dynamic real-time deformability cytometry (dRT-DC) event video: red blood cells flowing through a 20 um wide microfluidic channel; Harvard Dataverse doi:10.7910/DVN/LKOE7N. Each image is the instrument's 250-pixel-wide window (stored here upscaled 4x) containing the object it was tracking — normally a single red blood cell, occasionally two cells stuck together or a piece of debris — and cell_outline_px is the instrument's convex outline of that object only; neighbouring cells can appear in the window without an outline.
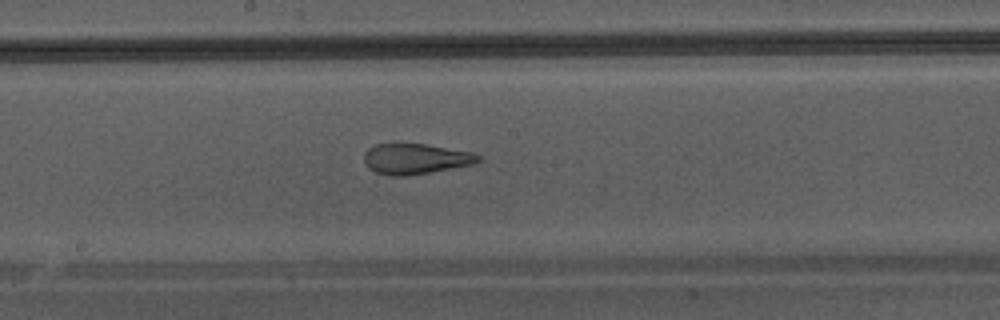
{"species": "Egyptian fruit bat (a non-hibernating species)", "species_latin": "Rousettus aegyptiacus", "temperature_condition": "warm", "stored_images_in_passage": 46, "camera_frame_rate_fps": 3000, "um_per_image_px": 0.085, "animal": {"sex": "male"}, "frame": {"image": 1, "passage_image": 27, "time_ms": 8.667, "image_size_px": [1000, 320], "cell_outline_px": [[480, 160], [476, 164], [408, 176], [388, 176], [376, 172], [368, 168], [364, 164], [364, 152], [368, 148], [376, 144], [428, 144], [472, 152], [480, 156]], "centroid_in_image_um": [35.31, 13.51], "position_along_channel_um": 212.9, "area_um2": 20.52}}